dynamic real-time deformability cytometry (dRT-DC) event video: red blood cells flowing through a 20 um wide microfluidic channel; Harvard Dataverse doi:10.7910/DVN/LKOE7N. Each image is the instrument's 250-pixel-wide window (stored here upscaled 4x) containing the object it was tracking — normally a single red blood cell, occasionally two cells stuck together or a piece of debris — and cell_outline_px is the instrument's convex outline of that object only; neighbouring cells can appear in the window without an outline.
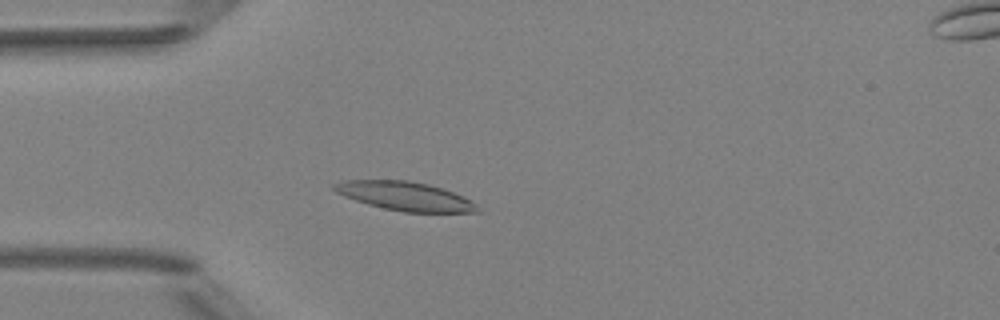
{"species": "Egyptian fruit bat (a non-hibernating species)", "species_latin": "Rousettus aegyptiacus", "temperature_condition": "room temperature", "stored_images_in_passage": 4, "camera_frame_rate_fps": 3000, "um_per_image_px": 0.085, "animal": {"sex": "female"}, "frame": {"image": 1, "passage_image": 4, "time_ms": 3.333, "image_size_px": [1000, 320], "cell_outline_px": [[484, 212], [404, 212], [384, 208], [368, 204], [344, 196], [336, 192], [332, 188], [332, 184], [344, 180], [408, 180], [428, 184], [444, 188], [476, 204]], "centroid_in_image_um": [34.42, 16.67], "position_along_channel_um": 50.6, "area_um2": 23.93}}